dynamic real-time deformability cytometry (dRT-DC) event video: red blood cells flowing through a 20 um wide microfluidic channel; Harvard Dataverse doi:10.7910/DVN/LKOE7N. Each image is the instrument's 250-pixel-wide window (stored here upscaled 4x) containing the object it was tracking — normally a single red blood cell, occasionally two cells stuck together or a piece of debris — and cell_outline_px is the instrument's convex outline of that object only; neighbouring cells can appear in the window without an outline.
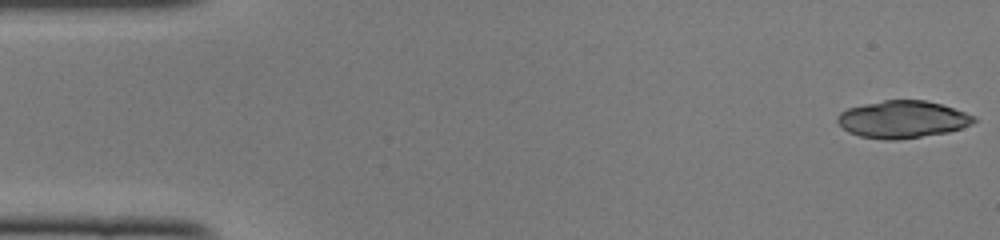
{"species": "common noctule bat (a hibernating species)", "species_latin": "Nyctalus noctula", "temperature_condition": "cold", "stored_images_in_passage": 48, "camera_frame_rate_fps": 3000, "um_per_image_px": 0.085, "animal": {"sex": "female", "body_mass_g": 22.0, "forearm_length_mm": 56.7}, "frame": {"image": 1, "passage_image": 1, "time_ms": 0.0, "image_size_px": [1000, 240], "cell_outline_px": [[976, 120], [972, 124], [948, 132], [896, 140], [884, 140], [860, 136], [848, 132], [836, 120], [836, 116], [840, 112], [848, 108], [864, 104], [884, 100], [924, 100], [940, 104], [976, 116]], "centroid_in_image_um": [76.69, 10.15], "position_along_channel_um": 8.3, "area_um2": 29.48}}